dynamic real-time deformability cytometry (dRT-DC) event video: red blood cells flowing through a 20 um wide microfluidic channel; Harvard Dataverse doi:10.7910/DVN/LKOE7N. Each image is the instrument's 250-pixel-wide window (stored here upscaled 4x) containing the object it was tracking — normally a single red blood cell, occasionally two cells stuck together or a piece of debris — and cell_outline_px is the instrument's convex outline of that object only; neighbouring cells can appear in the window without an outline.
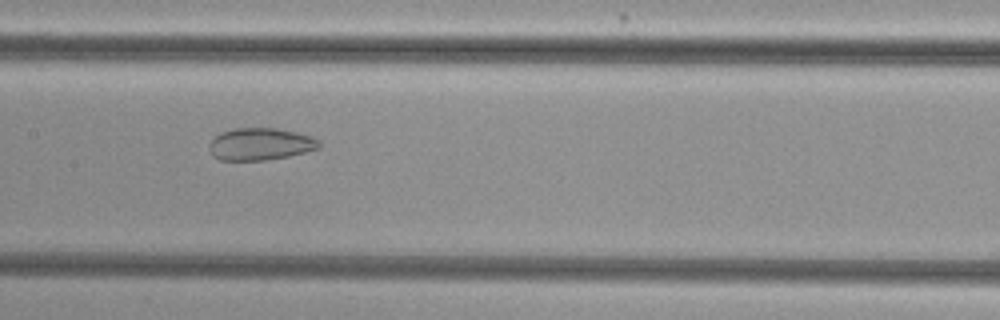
{"species": "common noctule bat (a hibernating species)", "species_latin": "Nyctalus noctula", "temperature_condition": "cold", "stored_images_in_passage": 43, "camera_frame_rate_fps": 3000, "um_per_image_px": 0.085, "animal": {"sex": "female", "body_mass_g": 29.2, "forearm_length_mm": 56.3}, "frame": {"image": 1, "passage_image": 16, "time_ms": 5.0, "image_size_px": [1000, 320], "cell_outline_px": [[320, 148], [288, 156], [264, 160], [220, 160], [212, 156], [208, 148], [208, 144], [220, 132], [236, 128], [276, 128], [296, 132], [312, 136], [320, 140]], "centroid_in_image_um": [22.12, 12.24], "position_along_channel_um": 185.3, "area_um2": 20.69}}
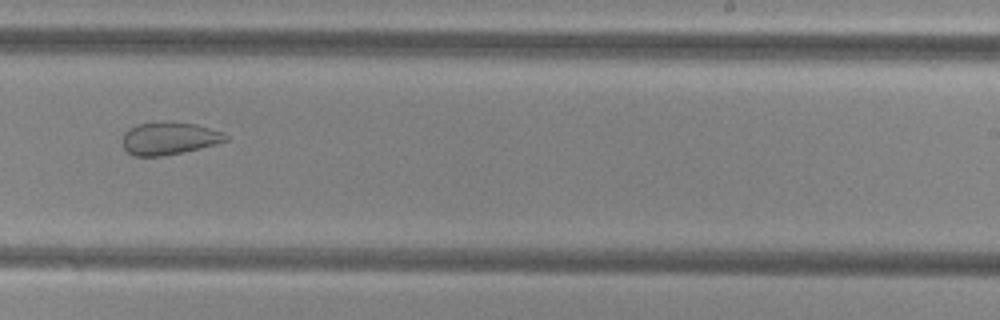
{"frame": {"image": 2, "passage_image": 23, "time_ms": 7.333, "image_size_px": [1000, 320], "cell_outline_px": [[228, 140], [216, 144], [184, 152], [160, 156], [136, 156], [128, 152], [124, 148], [124, 132], [136, 124], [196, 124], [220, 132], [228, 136]], "centroid_in_image_um": [14.38, 11.8], "position_along_channel_um": 274.6, "area_um2": 18.73}}
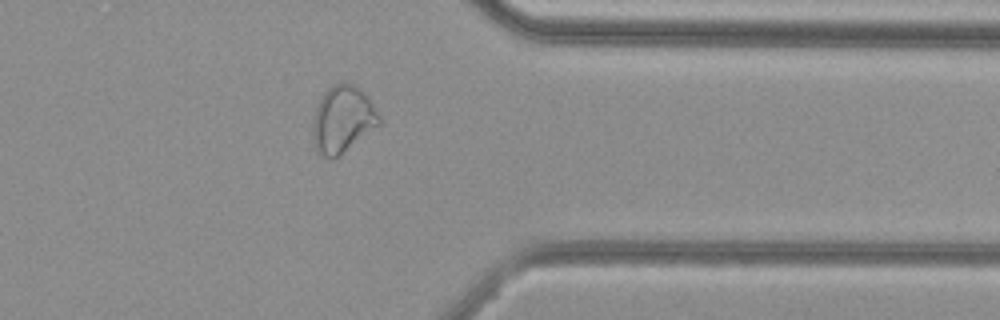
{"frame": {"image": 3, "passage_image": 32, "time_ms": 10.333, "image_size_px": [1000, 320], "cell_outline_px": [[380, 124], [340, 156], [332, 160], [320, 156], [316, 152], [312, 140], [312, 124], [316, 108], [320, 96], [332, 84], [344, 80], [356, 84], [368, 96], [380, 116]], "centroid_in_image_um": [29.1, 10.14], "position_along_channel_um": 382.3, "area_um2": 26.65}, "authors_computed_cell_mechanics": {"area_um2": 25.2008, "velocity_mm_per_s": 3.842, "shape_relaxation_time_tau1_ms": null, "shape_relaxation_time_tau2_ms": 1.7652, "deformation_change_tau1": null, "deformation_change_tau2": 0.074}}